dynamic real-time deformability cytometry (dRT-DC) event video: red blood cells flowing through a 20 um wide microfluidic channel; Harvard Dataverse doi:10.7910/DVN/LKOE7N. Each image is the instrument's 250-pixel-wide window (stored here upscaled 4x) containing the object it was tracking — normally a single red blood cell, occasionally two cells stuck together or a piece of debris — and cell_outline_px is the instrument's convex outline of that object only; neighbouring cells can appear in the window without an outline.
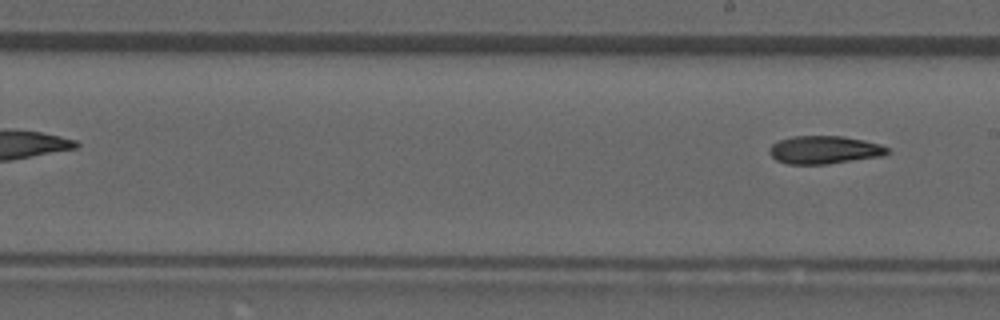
{"species": "common noctule bat (a hibernating species)", "species_latin": "Nyctalus noctula", "temperature_condition": "room temperature", "stored_images_in_passage": 10, "segment_of_instrument_passage": [2, 2], "camera_frame_rate_fps": 3000, "um_per_image_px": 0.085, "animal": {"sex": "male", "forearm_length_mm": 52.5}, "frame": {"image": 1, "passage_image": 10, "time_ms": 3.0, "image_size_px": [1000, 320], "cell_outline_px": [[888, 152], [880, 156], [828, 164], [788, 164], [776, 160], [768, 152], [768, 148], [772, 144], [780, 140], [792, 136], [844, 136], [864, 140], [880, 144], [888, 148]], "centroid_in_image_um": [70.03, 12.73], "position_along_channel_um": 219.0, "area_um2": 19.19}}